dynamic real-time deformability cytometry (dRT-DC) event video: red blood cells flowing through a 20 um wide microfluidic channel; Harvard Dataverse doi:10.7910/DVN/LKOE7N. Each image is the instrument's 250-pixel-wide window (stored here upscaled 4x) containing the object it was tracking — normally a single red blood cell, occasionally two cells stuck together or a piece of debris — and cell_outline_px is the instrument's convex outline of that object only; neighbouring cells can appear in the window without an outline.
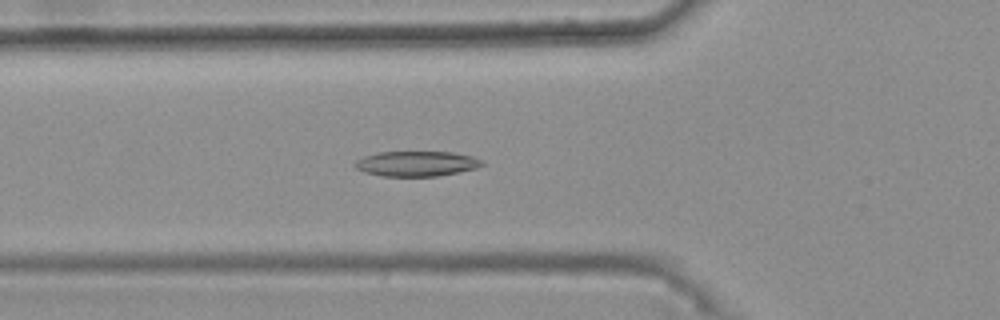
{"species": "common noctule bat (a hibernating species)", "species_latin": "Nyctalus noctula", "temperature_condition": "warm", "stored_images_in_passage": 41, "camera_frame_rate_fps": 3000, "um_per_image_px": 0.085, "animal": {"sex": "female", "body_mass_g": 25.1}, "frame": {"image": 1, "passage_image": 18, "time_ms": 5.667, "image_size_px": [1000, 320], "cell_outline_px": [[484, 164], [476, 168], [460, 172], [436, 176], [380, 176], [364, 172], [356, 168], [352, 164], [356, 160], [364, 156], [376, 152], [452, 152], [472, 156], [484, 160]], "centroid_in_image_um": [35.39, 13.91], "position_along_channel_um": 90.4, "area_um2": 18.79}}
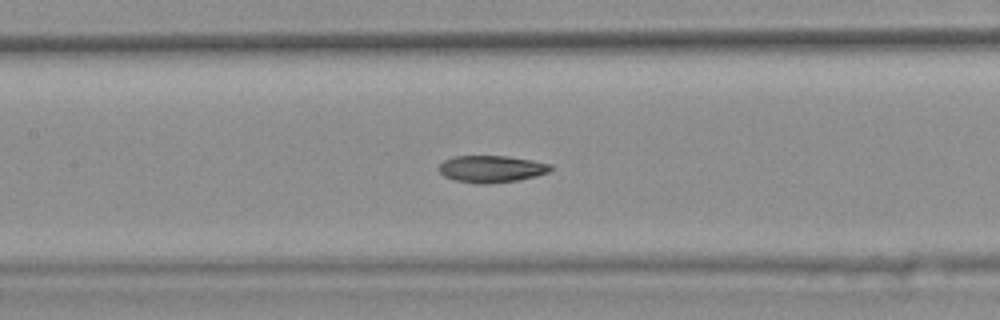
{"frame": {"image": 2, "passage_image": 24, "time_ms": 7.667, "image_size_px": [1000, 320], "cell_outline_px": [[556, 168], [548, 172], [536, 176], [520, 180], [492, 184], [476, 184], [452, 180], [444, 176], [440, 172], [440, 164], [444, 160], [452, 156], [508, 156], [532, 160], [552, 164]], "centroid_in_image_um": [41.81, 14.37], "position_along_channel_um": 165.6, "area_um2": 17.92}}
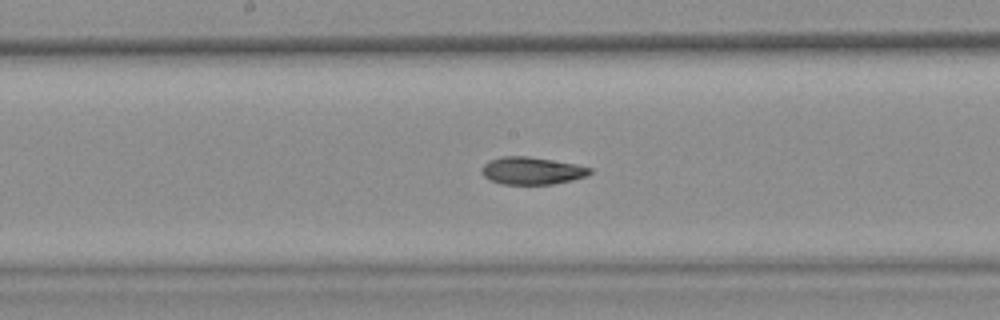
{"frame": {"image": 3, "passage_image": 27, "time_ms": 8.667, "image_size_px": [1000, 320], "cell_outline_px": [[592, 172], [588, 176], [572, 180], [552, 184], [500, 184], [484, 176], [480, 172], [480, 168], [488, 160], [500, 156], [528, 156], [576, 164], [592, 168]], "centroid_in_image_um": [45.19, 14.5], "position_along_channel_um": 203.0, "area_um2": 17.46}, "authors_computed_cell_mechanics": {"area_um2": 18.0336, "velocity_mm_per_s": 3.7424, "shape_relaxation_time_tau1_ms": 9.9375, "shape_relaxation_time_tau2_ms": 1.9423, "deformation_change_tau1": 0.2278, "deformation_change_tau2": 0.0741}}